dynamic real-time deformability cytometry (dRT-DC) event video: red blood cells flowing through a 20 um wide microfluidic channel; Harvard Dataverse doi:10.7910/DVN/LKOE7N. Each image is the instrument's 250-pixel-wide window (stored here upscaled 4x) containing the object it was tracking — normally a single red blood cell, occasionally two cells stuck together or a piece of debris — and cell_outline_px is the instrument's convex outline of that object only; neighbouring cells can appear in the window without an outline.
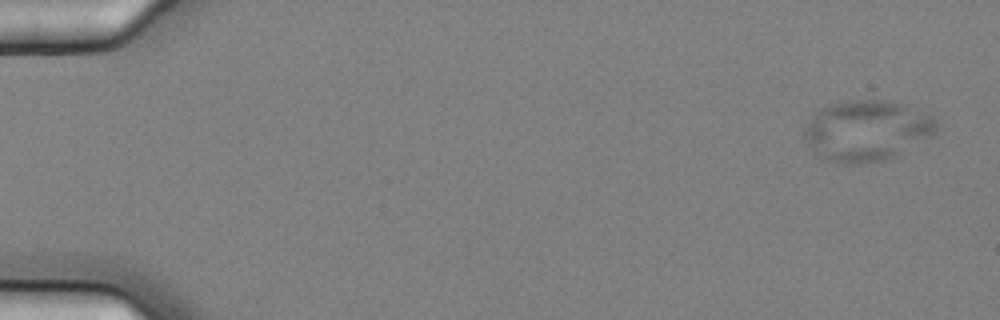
{"species": "common noctule bat (a hibernating species)", "species_latin": "Nyctalus noctula", "temperature_condition": "cold", "stored_images_in_passage": 4, "camera_frame_rate_fps": 3000, "um_per_image_px": 0.085, "animal": {"sex": "female", "body_mass_g": 25.1}, "frame": {"image": 1, "passage_image": 1, "time_ms": 0.0, "image_size_px": [1000, 320], "cell_outline_px": [[936, 132], [932, 136], [884, 160], [856, 164], [840, 164], [824, 160], [816, 156], [808, 144], [804, 136], [804, 124], [816, 112], [828, 104], [848, 100], [892, 100], [904, 104], [932, 116], [936, 120]], "centroid_in_image_um": [73.61, 11.1], "position_along_channel_um": 11.4, "area_um2": 46.88}}